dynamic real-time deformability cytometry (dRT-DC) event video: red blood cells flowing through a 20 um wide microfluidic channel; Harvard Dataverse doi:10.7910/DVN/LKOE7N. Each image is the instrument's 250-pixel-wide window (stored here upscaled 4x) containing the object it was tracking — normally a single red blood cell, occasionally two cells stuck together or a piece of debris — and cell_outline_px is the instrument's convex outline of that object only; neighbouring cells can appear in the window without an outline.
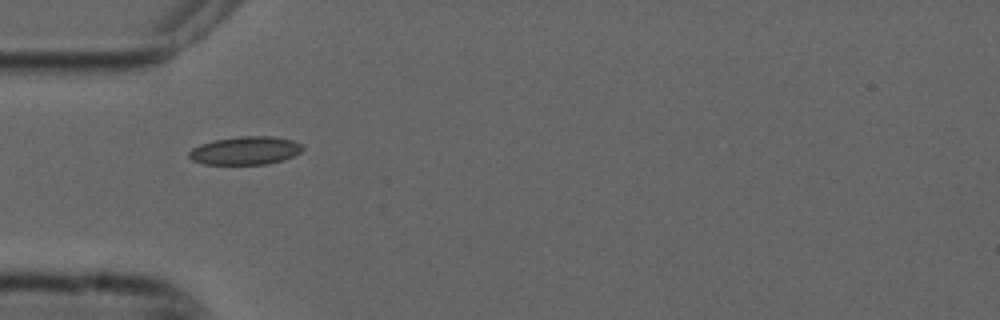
{"species": "common noctule bat (a hibernating species)", "species_latin": "Nyctalus noctula", "temperature_condition": "cold", "stored_images_in_passage": 25, "camera_frame_rate_fps": 3000, "um_per_image_px": 0.085, "animal": {"sex": "male", "forearm_length_mm": 52.5}, "frame": {"image": 1, "passage_image": 1, "time_ms": 0.0, "image_size_px": [1000, 320], "cell_outline_px": [[304, 148], [300, 152], [284, 160], [264, 164], [204, 164], [192, 160], [188, 156], [188, 152], [192, 148], [200, 144], [216, 140], [236, 136], [272, 136], [292, 140], [304, 144]], "centroid_in_image_um": [20.86, 12.79], "position_along_channel_um": 64.1, "area_um2": 18.73}}
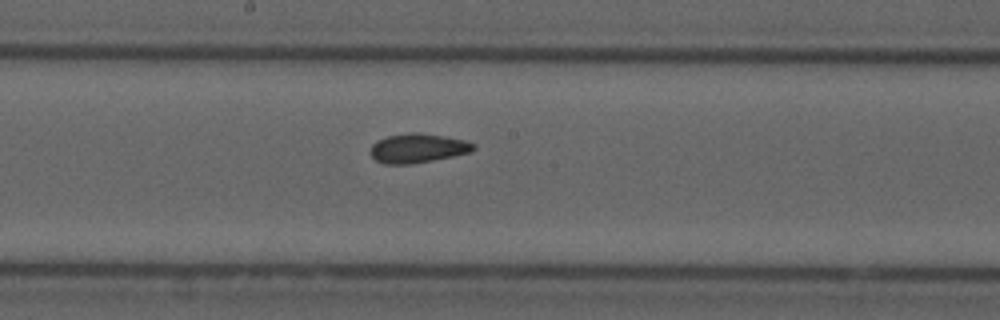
{"frame": {"image": 2, "passage_image": 13, "time_ms": 4.0, "image_size_px": [1000, 320], "cell_outline_px": [[476, 148], [472, 152], [412, 164], [384, 164], [376, 160], [372, 156], [372, 144], [376, 140], [388, 136], [408, 132], [416, 132], [444, 136], [464, 140], [476, 144]], "centroid_in_image_um": [35.53, 12.59], "position_along_channel_um": 212.7, "area_um2": 17.51}}
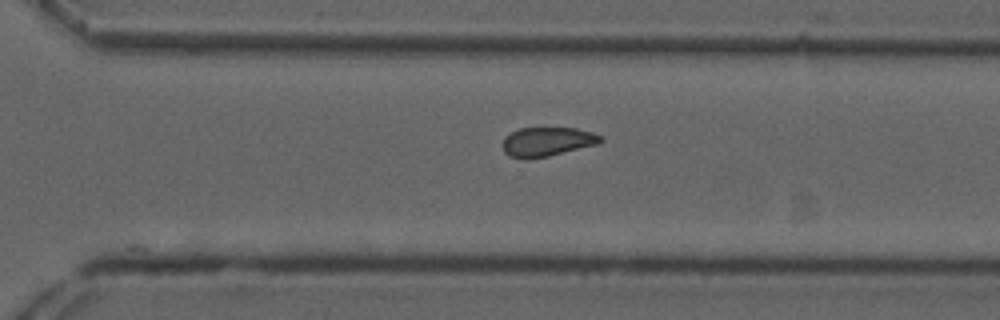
{"frame": {"image": 3, "passage_image": 22, "time_ms": 7.0, "image_size_px": [1000, 320], "cell_outline_px": [[604, 140], [600, 144], [548, 156], [528, 160], [524, 160], [508, 156], [504, 152], [504, 136], [520, 128], [576, 128], [592, 132], [600, 136]], "centroid_in_image_um": [46.51, 12.06], "position_along_channel_um": 324.1, "area_um2": 16.82}}